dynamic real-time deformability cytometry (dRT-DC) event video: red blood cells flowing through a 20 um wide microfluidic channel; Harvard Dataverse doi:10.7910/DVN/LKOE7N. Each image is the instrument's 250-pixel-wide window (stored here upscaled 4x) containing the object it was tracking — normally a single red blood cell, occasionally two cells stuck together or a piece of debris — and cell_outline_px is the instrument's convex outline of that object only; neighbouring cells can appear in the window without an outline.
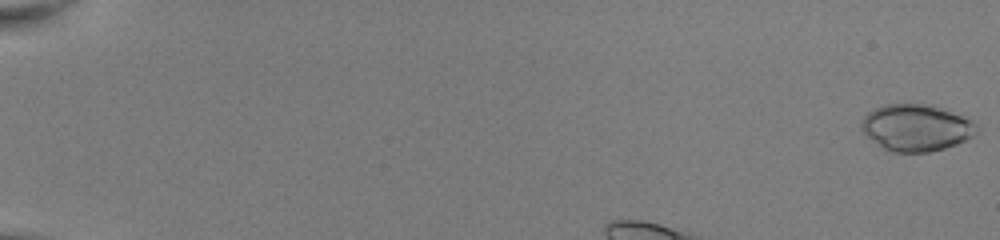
{"species": "common noctule bat (a hibernating species)", "species_latin": "Nyctalus noctula", "temperature_condition": "room temperature", "stored_images_in_passage": 44, "segment_of_instrument_passage": [1, 2], "camera_frame_rate_fps": 3000, "um_per_image_px": 0.085, "animal": {"sex": "female", "body_mass_g": 22.0, "forearm_length_mm": 56.7}, "frame": {"image": 1, "passage_image": 1, "time_ms": 0.0, "image_size_px": [1000, 240], "cell_outline_px": [[980, 132], [976, 136], [956, 144], [944, 148], [928, 152], [892, 152], [884, 148], [872, 140], [860, 128], [860, 124], [864, 116], [872, 108], [884, 104], [932, 104], [972, 120], [980, 128]], "centroid_in_image_um": [77.91, 10.84], "position_along_channel_um": 7.1, "area_um2": 31.67}}